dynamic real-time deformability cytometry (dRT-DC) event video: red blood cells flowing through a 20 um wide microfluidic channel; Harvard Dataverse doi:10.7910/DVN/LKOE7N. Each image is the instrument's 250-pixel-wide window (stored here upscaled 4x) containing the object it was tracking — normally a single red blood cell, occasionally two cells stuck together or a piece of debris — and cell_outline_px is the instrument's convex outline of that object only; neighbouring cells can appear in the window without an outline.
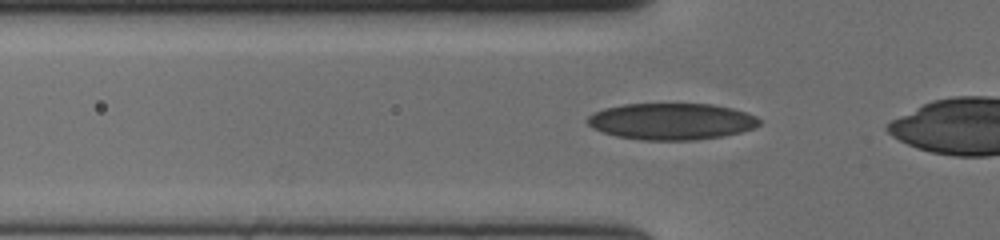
{"species": "human", "species_latin": "Homo sapiens", "temperature_condition": "cold", "stored_images_in_passage": 35, "camera_frame_rate_fps": 3000, "um_per_image_px": 0.085, "donor": {"sex": "female"}, "frame": {"image": 1, "passage_image": 8, "time_ms": 2.333, "image_size_px": [1000, 240], "cell_outline_px": [[760, 124], [752, 128], [740, 132], [724, 136], [692, 140], [640, 140], [616, 136], [592, 128], [588, 124], [588, 116], [592, 112], [604, 108], [624, 104], [712, 104], [732, 108], [756, 116], [760, 120]], "centroid_in_image_um": [57.05, 10.32], "position_along_channel_um": 68.8, "area_um2": 36.59}}
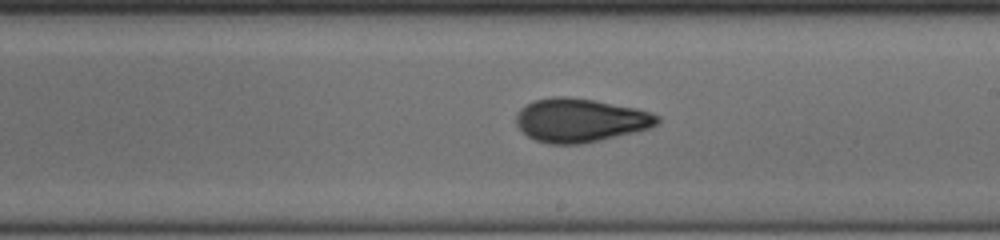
{"frame": {"image": 2, "passage_image": 22, "time_ms": 7.0, "image_size_px": [1000, 240], "cell_outline_px": [[660, 120], [656, 124], [648, 128], [600, 140], [580, 144], [548, 144], [536, 140], [528, 136], [516, 124], [516, 116], [520, 108], [536, 100], [552, 96], [568, 96], [592, 100], [636, 108], [652, 112], [660, 116]], "centroid_in_image_um": [49.31, 10.21], "position_along_channel_um": 239.7, "area_um2": 35.6}}
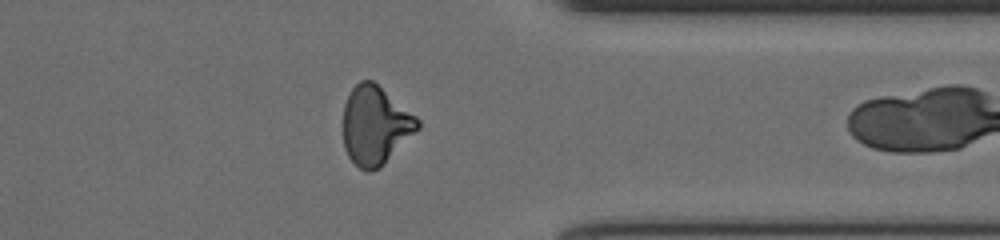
{"frame": {"image": 3, "passage_image": 34, "time_ms": 11.0, "image_size_px": [1000, 240], "cell_outline_px": [[420, 128], [380, 168], [372, 172], [368, 172], [360, 168], [348, 156], [344, 148], [344, 104], [352, 88], [360, 80], [372, 80], [416, 116], [420, 120]], "centroid_in_image_um": [31.9, 10.68], "position_along_channel_um": 379.5, "area_um2": 33.93}}